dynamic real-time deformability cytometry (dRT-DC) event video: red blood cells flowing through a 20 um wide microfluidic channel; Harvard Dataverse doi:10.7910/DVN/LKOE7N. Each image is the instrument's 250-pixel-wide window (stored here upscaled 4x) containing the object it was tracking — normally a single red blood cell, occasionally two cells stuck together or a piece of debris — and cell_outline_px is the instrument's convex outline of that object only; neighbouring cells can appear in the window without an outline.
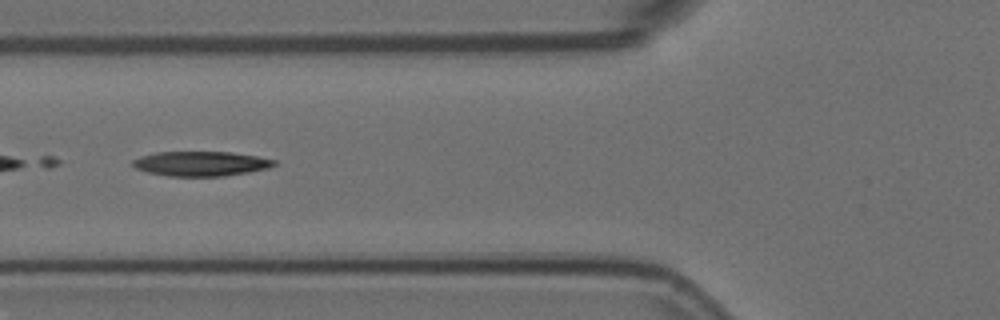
{"species": "Egyptian fruit bat (a non-hibernating species)", "species_latin": "Rousettus aegyptiacus", "temperature_condition": "room temperature", "stored_images_in_passage": 6, "camera_frame_rate_fps": 3000, "um_per_image_px": 0.085, "animal": {"sex": "female"}, "frame": {"image": 1, "passage_image": 5, "time_ms": 1.333, "image_size_px": [1000, 320], "cell_outline_px": [[276, 164], [268, 168], [248, 172], [224, 176], [168, 176], [148, 172], [136, 168], [132, 164], [132, 160], [140, 156], [156, 152], [232, 152], [256, 156], [276, 160]], "centroid_in_image_um": [17.07, 13.91], "position_along_channel_um": 108.7, "area_um2": 20.29}}